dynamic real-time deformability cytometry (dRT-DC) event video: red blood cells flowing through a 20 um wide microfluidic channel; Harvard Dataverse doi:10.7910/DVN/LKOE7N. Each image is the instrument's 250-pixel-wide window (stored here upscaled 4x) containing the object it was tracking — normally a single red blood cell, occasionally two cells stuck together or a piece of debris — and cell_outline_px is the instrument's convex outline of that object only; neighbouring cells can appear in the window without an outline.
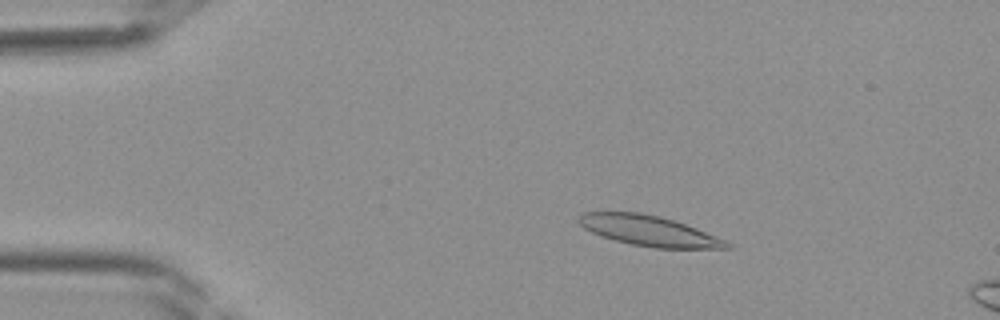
{"species": "Egyptian fruit bat (a non-hibernating species)", "species_latin": "Rousettus aegyptiacus", "temperature_condition": "room temperature", "stored_images_in_passage": 12, "camera_frame_rate_fps": 3000, "um_per_image_px": 0.085, "frame": {"image": 1, "passage_image": 7, "time_ms": 2.0, "image_size_px": [1000, 320], "cell_outline_px": [[732, 248], [656, 248], [632, 244], [616, 240], [592, 232], [584, 228], [576, 220], [576, 216], [580, 212], [640, 212], [660, 216], [696, 228], [728, 240], [732, 244]], "centroid_in_image_um": [55.17, 19.6], "position_along_channel_um": 29.8, "area_um2": 26.13}}